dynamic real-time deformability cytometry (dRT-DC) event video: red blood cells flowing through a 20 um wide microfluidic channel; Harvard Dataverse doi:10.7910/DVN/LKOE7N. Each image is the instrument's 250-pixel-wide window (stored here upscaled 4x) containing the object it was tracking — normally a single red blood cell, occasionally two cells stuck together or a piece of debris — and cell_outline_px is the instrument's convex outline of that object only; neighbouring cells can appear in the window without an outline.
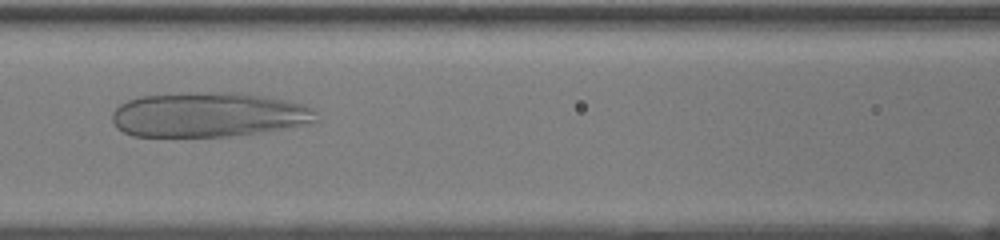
{"species": "human", "species_latin": "Homo sapiens", "temperature_condition": "room temperature", "stored_images_in_passage": 28, "camera_frame_rate_fps": 3000, "um_per_image_px": 0.085, "donor": {"sex": "female"}, "frame": {"image": 1, "passage_image": 9, "time_ms": 2.667, "image_size_px": [1000, 240], "cell_outline_px": [[320, 120], [280, 128], [232, 136], [132, 136], [116, 128], [112, 120], [112, 112], [120, 104], [128, 100], [140, 96], [180, 92], [240, 92], [284, 100], [304, 104], [312, 108], [316, 112]], "centroid_in_image_um": [17.66, 9.73], "position_along_channel_um": 148.9, "area_um2": 53.12}}
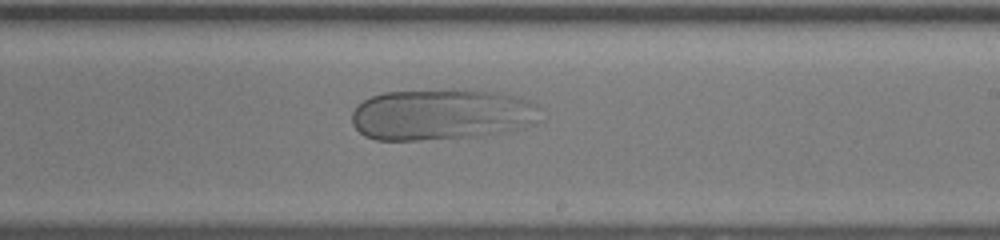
{"frame": {"image": 2, "passage_image": 16, "time_ms": 5.0, "image_size_px": [1000, 240], "cell_outline_px": [[540, 120], [532, 124], [520, 128], [472, 136], [420, 140], [376, 140], [364, 136], [352, 124], [352, 112], [356, 104], [372, 96], [384, 92], [452, 88], [496, 92], [516, 96], [528, 100], [536, 104], [540, 108]], "centroid_in_image_um": [37.5, 9.7], "position_along_channel_um": 251.5, "area_um2": 56.64}}
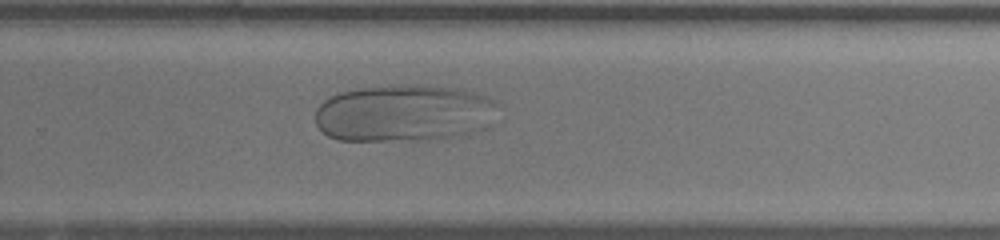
{"frame": {"image": 3, "passage_image": 19, "time_ms": 6.0, "image_size_px": [1000, 240], "cell_outline_px": [[504, 120], [488, 128], [460, 136], [436, 140], [340, 140], [328, 136], [316, 124], [316, 108], [324, 100], [340, 92], [360, 88], [388, 84], [420, 84], [448, 88], [468, 92], [484, 96], [492, 100], [504, 108]], "centroid_in_image_um": [34.5, 9.63], "position_along_channel_um": 295.3, "area_um2": 62.42}}